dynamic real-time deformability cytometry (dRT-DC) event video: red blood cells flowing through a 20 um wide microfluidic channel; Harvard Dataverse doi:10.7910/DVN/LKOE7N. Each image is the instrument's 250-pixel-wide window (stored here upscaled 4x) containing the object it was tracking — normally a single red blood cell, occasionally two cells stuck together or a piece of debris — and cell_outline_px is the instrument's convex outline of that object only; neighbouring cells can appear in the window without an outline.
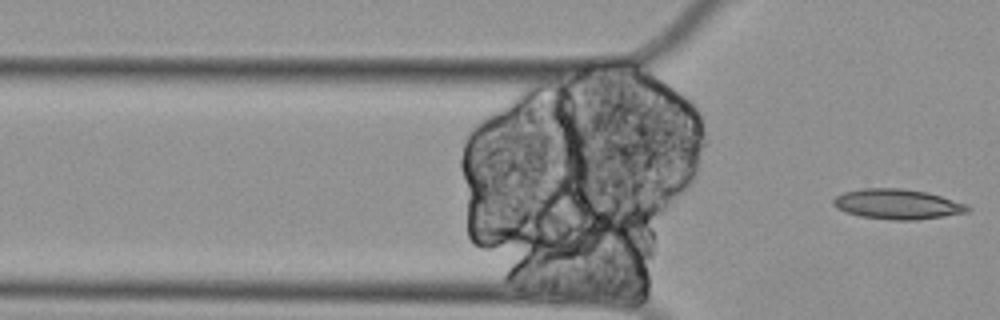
{"species": "Egyptian fruit bat (a non-hibernating species)", "species_latin": "Rousettus aegyptiacus", "temperature_condition": "cold", "stored_images_in_passage": 2, "camera_frame_rate_fps": 3000, "um_per_image_px": 0.085, "animal": {"sex": "female"}, "frame": {"image": 1, "passage_image": 2, "time_ms": 0.333, "image_size_px": [1000, 320], "cell_outline_px": [[972, 208], [968, 212], [944, 216], [916, 220], [892, 220], [860, 216], [836, 208], [832, 204], [832, 200], [836, 196], [844, 192], [864, 188], [900, 188], [928, 192], [968, 204]], "centroid_in_image_um": [76.31, 17.35], "position_along_channel_um": 49.5, "area_um2": 23.64}}